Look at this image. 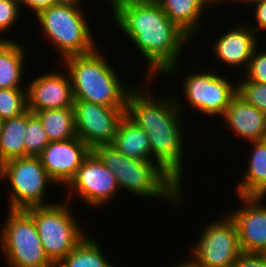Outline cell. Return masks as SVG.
Listing matches in <instances>:
<instances>
[{
    "label": "cell",
    "instance_id": "obj_1",
    "mask_svg": "<svg viewBox=\"0 0 266 267\" xmlns=\"http://www.w3.org/2000/svg\"><path fill=\"white\" fill-rule=\"evenodd\" d=\"M117 27L143 54L147 79L177 70L185 43L191 38L175 25L154 1H131L113 11ZM155 75V76H154Z\"/></svg>",
    "mask_w": 266,
    "mask_h": 267
},
{
    "label": "cell",
    "instance_id": "obj_2",
    "mask_svg": "<svg viewBox=\"0 0 266 267\" xmlns=\"http://www.w3.org/2000/svg\"><path fill=\"white\" fill-rule=\"evenodd\" d=\"M136 87L127 95L126 116L148 134L151 160L182 187L184 129L180 99L153 97L148 90L146 93L144 88Z\"/></svg>",
    "mask_w": 266,
    "mask_h": 267
},
{
    "label": "cell",
    "instance_id": "obj_3",
    "mask_svg": "<svg viewBox=\"0 0 266 267\" xmlns=\"http://www.w3.org/2000/svg\"><path fill=\"white\" fill-rule=\"evenodd\" d=\"M93 152L115 175L121 191L146 199L162 198L175 205L181 204L183 187L156 162L131 159L112 145H100Z\"/></svg>",
    "mask_w": 266,
    "mask_h": 267
},
{
    "label": "cell",
    "instance_id": "obj_4",
    "mask_svg": "<svg viewBox=\"0 0 266 267\" xmlns=\"http://www.w3.org/2000/svg\"><path fill=\"white\" fill-rule=\"evenodd\" d=\"M97 48L83 55L63 59L70 77L74 100H84L107 107L126 109L128 93L133 89L124 86L113 68Z\"/></svg>",
    "mask_w": 266,
    "mask_h": 267
},
{
    "label": "cell",
    "instance_id": "obj_5",
    "mask_svg": "<svg viewBox=\"0 0 266 267\" xmlns=\"http://www.w3.org/2000/svg\"><path fill=\"white\" fill-rule=\"evenodd\" d=\"M85 14L82 8L54 4L34 15L46 40L56 46L62 60L88 54L98 47Z\"/></svg>",
    "mask_w": 266,
    "mask_h": 267
},
{
    "label": "cell",
    "instance_id": "obj_6",
    "mask_svg": "<svg viewBox=\"0 0 266 267\" xmlns=\"http://www.w3.org/2000/svg\"><path fill=\"white\" fill-rule=\"evenodd\" d=\"M69 205L66 201L25 209L33 217L45 254L55 266L87 236Z\"/></svg>",
    "mask_w": 266,
    "mask_h": 267
},
{
    "label": "cell",
    "instance_id": "obj_7",
    "mask_svg": "<svg viewBox=\"0 0 266 267\" xmlns=\"http://www.w3.org/2000/svg\"><path fill=\"white\" fill-rule=\"evenodd\" d=\"M0 229V248L9 267H55L45 254L33 217L25 209H8Z\"/></svg>",
    "mask_w": 266,
    "mask_h": 267
},
{
    "label": "cell",
    "instance_id": "obj_8",
    "mask_svg": "<svg viewBox=\"0 0 266 267\" xmlns=\"http://www.w3.org/2000/svg\"><path fill=\"white\" fill-rule=\"evenodd\" d=\"M8 180L11 191L8 209H26L33 206H48L44 201L49 183L55 182L48 175L39 156L13 158L1 164L0 180Z\"/></svg>",
    "mask_w": 266,
    "mask_h": 267
},
{
    "label": "cell",
    "instance_id": "obj_9",
    "mask_svg": "<svg viewBox=\"0 0 266 267\" xmlns=\"http://www.w3.org/2000/svg\"><path fill=\"white\" fill-rule=\"evenodd\" d=\"M223 217L206 224L191 248V256L200 267H231L242 253L234 221L228 214Z\"/></svg>",
    "mask_w": 266,
    "mask_h": 267
},
{
    "label": "cell",
    "instance_id": "obj_10",
    "mask_svg": "<svg viewBox=\"0 0 266 267\" xmlns=\"http://www.w3.org/2000/svg\"><path fill=\"white\" fill-rule=\"evenodd\" d=\"M76 135L92 150L111 145L126 117V109L107 107L84 100H74Z\"/></svg>",
    "mask_w": 266,
    "mask_h": 267
},
{
    "label": "cell",
    "instance_id": "obj_11",
    "mask_svg": "<svg viewBox=\"0 0 266 267\" xmlns=\"http://www.w3.org/2000/svg\"><path fill=\"white\" fill-rule=\"evenodd\" d=\"M183 82V94L187 102L204 115L222 116L231 99L237 94V85L229 79L208 70L186 75Z\"/></svg>",
    "mask_w": 266,
    "mask_h": 267
},
{
    "label": "cell",
    "instance_id": "obj_12",
    "mask_svg": "<svg viewBox=\"0 0 266 267\" xmlns=\"http://www.w3.org/2000/svg\"><path fill=\"white\" fill-rule=\"evenodd\" d=\"M66 188L70 199L77 195L86 205L98 208L110 202L120 191L115 175L93 151Z\"/></svg>",
    "mask_w": 266,
    "mask_h": 267
},
{
    "label": "cell",
    "instance_id": "obj_13",
    "mask_svg": "<svg viewBox=\"0 0 266 267\" xmlns=\"http://www.w3.org/2000/svg\"><path fill=\"white\" fill-rule=\"evenodd\" d=\"M92 151L76 136L64 141L50 142L39 158L55 185L66 187Z\"/></svg>",
    "mask_w": 266,
    "mask_h": 267
},
{
    "label": "cell",
    "instance_id": "obj_14",
    "mask_svg": "<svg viewBox=\"0 0 266 267\" xmlns=\"http://www.w3.org/2000/svg\"><path fill=\"white\" fill-rule=\"evenodd\" d=\"M238 197L244 206L228 212V215L236 225L241 250L263 253L266 250V205L261 202L265 197Z\"/></svg>",
    "mask_w": 266,
    "mask_h": 267
},
{
    "label": "cell",
    "instance_id": "obj_15",
    "mask_svg": "<svg viewBox=\"0 0 266 267\" xmlns=\"http://www.w3.org/2000/svg\"><path fill=\"white\" fill-rule=\"evenodd\" d=\"M27 109L33 113L46 109L73 107L74 96L68 73L50 71L37 76L26 87Z\"/></svg>",
    "mask_w": 266,
    "mask_h": 267
},
{
    "label": "cell",
    "instance_id": "obj_16",
    "mask_svg": "<svg viewBox=\"0 0 266 267\" xmlns=\"http://www.w3.org/2000/svg\"><path fill=\"white\" fill-rule=\"evenodd\" d=\"M225 32L214 42V54L229 67H243L246 70L257 46V34L243 22Z\"/></svg>",
    "mask_w": 266,
    "mask_h": 267
},
{
    "label": "cell",
    "instance_id": "obj_17",
    "mask_svg": "<svg viewBox=\"0 0 266 267\" xmlns=\"http://www.w3.org/2000/svg\"><path fill=\"white\" fill-rule=\"evenodd\" d=\"M222 117L240 138L249 142L266 140V113L246 103L237 94Z\"/></svg>",
    "mask_w": 266,
    "mask_h": 267
},
{
    "label": "cell",
    "instance_id": "obj_18",
    "mask_svg": "<svg viewBox=\"0 0 266 267\" xmlns=\"http://www.w3.org/2000/svg\"><path fill=\"white\" fill-rule=\"evenodd\" d=\"M168 18L190 38L199 33L201 15L212 4L208 0H155ZM206 6V7H205ZM201 21V22H200Z\"/></svg>",
    "mask_w": 266,
    "mask_h": 267
},
{
    "label": "cell",
    "instance_id": "obj_19",
    "mask_svg": "<svg viewBox=\"0 0 266 267\" xmlns=\"http://www.w3.org/2000/svg\"><path fill=\"white\" fill-rule=\"evenodd\" d=\"M252 144L248 168L244 179L238 182V196L266 197V140L249 142Z\"/></svg>",
    "mask_w": 266,
    "mask_h": 267
},
{
    "label": "cell",
    "instance_id": "obj_20",
    "mask_svg": "<svg viewBox=\"0 0 266 267\" xmlns=\"http://www.w3.org/2000/svg\"><path fill=\"white\" fill-rule=\"evenodd\" d=\"M111 145L121 154L131 159L151 160L148 134L127 116L120 123L119 130Z\"/></svg>",
    "mask_w": 266,
    "mask_h": 267
},
{
    "label": "cell",
    "instance_id": "obj_21",
    "mask_svg": "<svg viewBox=\"0 0 266 267\" xmlns=\"http://www.w3.org/2000/svg\"><path fill=\"white\" fill-rule=\"evenodd\" d=\"M24 48V45L14 39L5 40L0 45V89L24 88L21 82L23 65L26 64Z\"/></svg>",
    "mask_w": 266,
    "mask_h": 267
},
{
    "label": "cell",
    "instance_id": "obj_22",
    "mask_svg": "<svg viewBox=\"0 0 266 267\" xmlns=\"http://www.w3.org/2000/svg\"><path fill=\"white\" fill-rule=\"evenodd\" d=\"M39 118L50 142L76 137L74 108L46 109L34 112Z\"/></svg>",
    "mask_w": 266,
    "mask_h": 267
},
{
    "label": "cell",
    "instance_id": "obj_23",
    "mask_svg": "<svg viewBox=\"0 0 266 267\" xmlns=\"http://www.w3.org/2000/svg\"><path fill=\"white\" fill-rule=\"evenodd\" d=\"M27 127V111L20 116L4 120L0 133V164L25 157L24 133Z\"/></svg>",
    "mask_w": 266,
    "mask_h": 267
},
{
    "label": "cell",
    "instance_id": "obj_24",
    "mask_svg": "<svg viewBox=\"0 0 266 267\" xmlns=\"http://www.w3.org/2000/svg\"><path fill=\"white\" fill-rule=\"evenodd\" d=\"M55 267H115L107 261L104 252L94 238L85 236L81 242Z\"/></svg>",
    "mask_w": 266,
    "mask_h": 267
},
{
    "label": "cell",
    "instance_id": "obj_25",
    "mask_svg": "<svg viewBox=\"0 0 266 267\" xmlns=\"http://www.w3.org/2000/svg\"><path fill=\"white\" fill-rule=\"evenodd\" d=\"M24 137L25 156H39L50 143L41 121L31 110H27Z\"/></svg>",
    "mask_w": 266,
    "mask_h": 267
},
{
    "label": "cell",
    "instance_id": "obj_26",
    "mask_svg": "<svg viewBox=\"0 0 266 267\" xmlns=\"http://www.w3.org/2000/svg\"><path fill=\"white\" fill-rule=\"evenodd\" d=\"M27 110L26 87L0 89V117L3 120L20 116Z\"/></svg>",
    "mask_w": 266,
    "mask_h": 267
},
{
    "label": "cell",
    "instance_id": "obj_27",
    "mask_svg": "<svg viewBox=\"0 0 266 267\" xmlns=\"http://www.w3.org/2000/svg\"><path fill=\"white\" fill-rule=\"evenodd\" d=\"M240 82L236 83L237 95L246 103L266 113V84L248 81L244 78Z\"/></svg>",
    "mask_w": 266,
    "mask_h": 267
},
{
    "label": "cell",
    "instance_id": "obj_28",
    "mask_svg": "<svg viewBox=\"0 0 266 267\" xmlns=\"http://www.w3.org/2000/svg\"><path fill=\"white\" fill-rule=\"evenodd\" d=\"M258 47L260 46L257 45L254 49L249 65L244 72L246 76L245 79L266 84V50L260 51Z\"/></svg>",
    "mask_w": 266,
    "mask_h": 267
},
{
    "label": "cell",
    "instance_id": "obj_29",
    "mask_svg": "<svg viewBox=\"0 0 266 267\" xmlns=\"http://www.w3.org/2000/svg\"><path fill=\"white\" fill-rule=\"evenodd\" d=\"M18 0H0V34L13 27L20 17Z\"/></svg>",
    "mask_w": 266,
    "mask_h": 267
},
{
    "label": "cell",
    "instance_id": "obj_30",
    "mask_svg": "<svg viewBox=\"0 0 266 267\" xmlns=\"http://www.w3.org/2000/svg\"><path fill=\"white\" fill-rule=\"evenodd\" d=\"M231 267H266V258L262 253L242 252Z\"/></svg>",
    "mask_w": 266,
    "mask_h": 267
},
{
    "label": "cell",
    "instance_id": "obj_31",
    "mask_svg": "<svg viewBox=\"0 0 266 267\" xmlns=\"http://www.w3.org/2000/svg\"><path fill=\"white\" fill-rule=\"evenodd\" d=\"M254 5L253 7H256L255 11H253L255 15L254 18L256 17L255 20L258 26L253 28L252 25H250V27L255 33L262 30L266 31V0L255 3Z\"/></svg>",
    "mask_w": 266,
    "mask_h": 267
},
{
    "label": "cell",
    "instance_id": "obj_32",
    "mask_svg": "<svg viewBox=\"0 0 266 267\" xmlns=\"http://www.w3.org/2000/svg\"><path fill=\"white\" fill-rule=\"evenodd\" d=\"M20 7L26 6L30 10L32 9L33 13L36 15L41 10L48 8L55 4L54 0H18Z\"/></svg>",
    "mask_w": 266,
    "mask_h": 267
},
{
    "label": "cell",
    "instance_id": "obj_33",
    "mask_svg": "<svg viewBox=\"0 0 266 267\" xmlns=\"http://www.w3.org/2000/svg\"><path fill=\"white\" fill-rule=\"evenodd\" d=\"M54 1H55V4H59V5H67V6H73L76 8H83V7H80L83 0H54Z\"/></svg>",
    "mask_w": 266,
    "mask_h": 267
},
{
    "label": "cell",
    "instance_id": "obj_34",
    "mask_svg": "<svg viewBox=\"0 0 266 267\" xmlns=\"http://www.w3.org/2000/svg\"><path fill=\"white\" fill-rule=\"evenodd\" d=\"M109 4L110 8H112V11L120 4L125 2H131V1H154V0H105Z\"/></svg>",
    "mask_w": 266,
    "mask_h": 267
},
{
    "label": "cell",
    "instance_id": "obj_35",
    "mask_svg": "<svg viewBox=\"0 0 266 267\" xmlns=\"http://www.w3.org/2000/svg\"><path fill=\"white\" fill-rule=\"evenodd\" d=\"M172 267H200L199 264L192 258L184 260L183 263H180L179 265H173Z\"/></svg>",
    "mask_w": 266,
    "mask_h": 267
},
{
    "label": "cell",
    "instance_id": "obj_36",
    "mask_svg": "<svg viewBox=\"0 0 266 267\" xmlns=\"http://www.w3.org/2000/svg\"><path fill=\"white\" fill-rule=\"evenodd\" d=\"M261 1H265V0H234L233 4L236 2V3H243L244 5H246L248 3V6H249V3L253 6V4L255 3H258V2H261Z\"/></svg>",
    "mask_w": 266,
    "mask_h": 267
},
{
    "label": "cell",
    "instance_id": "obj_37",
    "mask_svg": "<svg viewBox=\"0 0 266 267\" xmlns=\"http://www.w3.org/2000/svg\"><path fill=\"white\" fill-rule=\"evenodd\" d=\"M211 4H213V7H214V4H217V5H219V4H222L223 5V3H225V2H227V4H229L230 2L232 3V2H234V0H208Z\"/></svg>",
    "mask_w": 266,
    "mask_h": 267
},
{
    "label": "cell",
    "instance_id": "obj_38",
    "mask_svg": "<svg viewBox=\"0 0 266 267\" xmlns=\"http://www.w3.org/2000/svg\"><path fill=\"white\" fill-rule=\"evenodd\" d=\"M5 40H9V38L0 36V45L5 41Z\"/></svg>",
    "mask_w": 266,
    "mask_h": 267
},
{
    "label": "cell",
    "instance_id": "obj_39",
    "mask_svg": "<svg viewBox=\"0 0 266 267\" xmlns=\"http://www.w3.org/2000/svg\"><path fill=\"white\" fill-rule=\"evenodd\" d=\"M3 123H4V120L0 117V133L2 131Z\"/></svg>",
    "mask_w": 266,
    "mask_h": 267
},
{
    "label": "cell",
    "instance_id": "obj_40",
    "mask_svg": "<svg viewBox=\"0 0 266 267\" xmlns=\"http://www.w3.org/2000/svg\"><path fill=\"white\" fill-rule=\"evenodd\" d=\"M264 255V257L266 258V250L262 253Z\"/></svg>",
    "mask_w": 266,
    "mask_h": 267
}]
</instances>
